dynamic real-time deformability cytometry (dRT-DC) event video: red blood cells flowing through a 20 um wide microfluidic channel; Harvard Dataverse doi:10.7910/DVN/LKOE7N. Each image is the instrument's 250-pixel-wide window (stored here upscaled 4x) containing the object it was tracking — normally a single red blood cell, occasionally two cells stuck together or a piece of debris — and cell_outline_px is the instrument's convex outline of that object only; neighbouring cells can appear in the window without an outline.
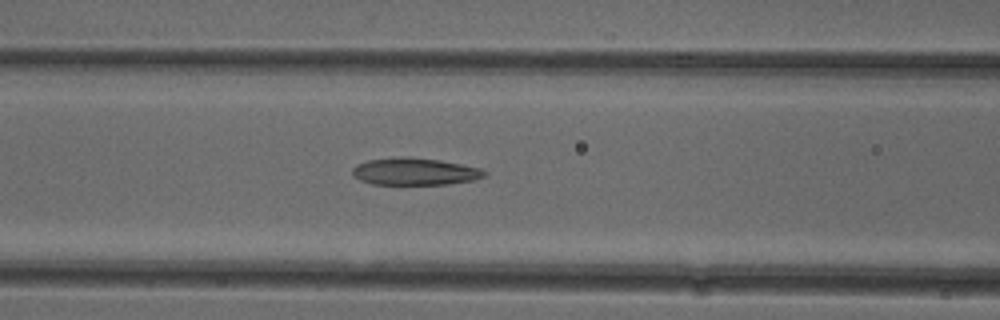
{"species": "common noctule bat (a hibernating species)", "species_latin": "Nyctalus noctula", "temperature_condition": "cold", "stored_images_in_passage": 36, "camera_frame_rate_fps": 3000, "um_per_image_px": 0.085, "animal": {"sex": "female"}, "frame": {"image": 1, "passage_image": 11, "time_ms": 3.333, "image_size_px": [1000, 320], "cell_outline_px": [[488, 172], [484, 176], [472, 180], [444, 184], [372, 184], [360, 180], [352, 172], [352, 168], [356, 164], [368, 160], [404, 156], [408, 156], [440, 160], [480, 168]], "centroid_in_image_um": [35.24, 14.57], "position_along_channel_um": 131.4, "area_um2": 20.75}}
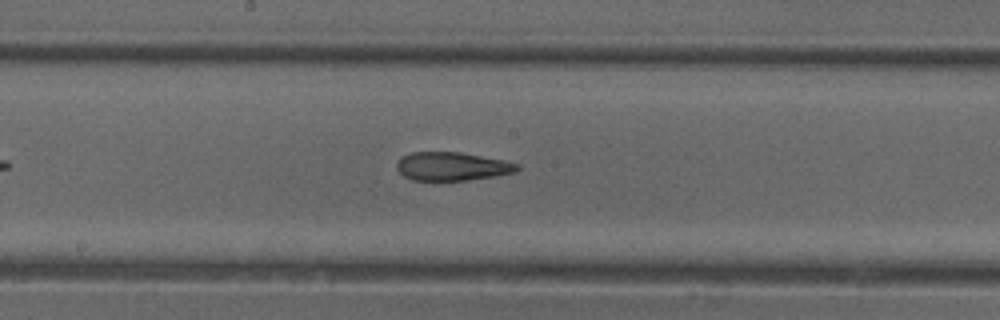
{"frame": {"image": 2, "passage_image": 17, "time_ms": 5.333, "image_size_px": [1000, 320], "cell_outline_px": [[520, 168], [516, 172], [492, 176], [464, 180], [412, 180], [404, 176], [396, 168], [396, 164], [404, 156], [412, 152], [460, 152], [520, 164]], "centroid_in_image_um": [38.41, 14.14], "position_along_channel_um": 209.8, "area_um2": 19.59}}
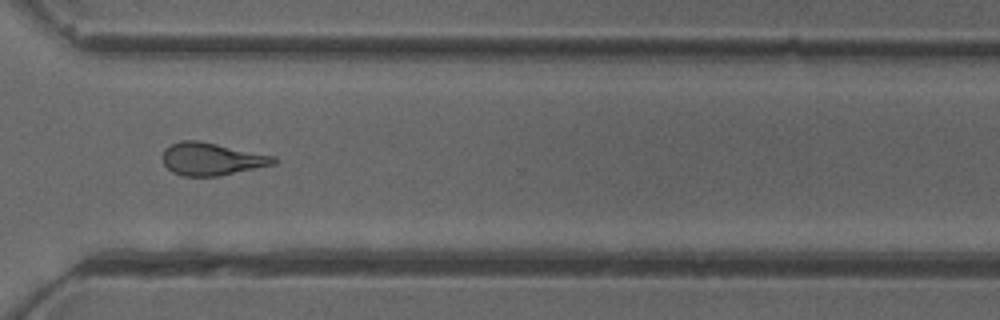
{"frame": {"image": 3, "passage_image": 28, "time_ms": 9.0, "image_size_px": [1000, 320], "cell_outline_px": [[276, 164], [220, 176], [184, 176], [172, 172], [164, 164], [160, 156], [164, 148], [180, 140], [196, 140], [276, 156]], "centroid_in_image_um": [17.96, 13.52], "position_along_channel_um": 352.6, "area_um2": 21.21}, "authors_computed_cell_mechanics": {"area_um2": 21.0103, "velocity_mm_per_s": 3.9053, "shape_relaxation_time_tau1_ms": null, "shape_relaxation_time_tau2_ms": 3.0823, "deformation_change_tau1": null, "deformation_change_tau2": 0.122}}